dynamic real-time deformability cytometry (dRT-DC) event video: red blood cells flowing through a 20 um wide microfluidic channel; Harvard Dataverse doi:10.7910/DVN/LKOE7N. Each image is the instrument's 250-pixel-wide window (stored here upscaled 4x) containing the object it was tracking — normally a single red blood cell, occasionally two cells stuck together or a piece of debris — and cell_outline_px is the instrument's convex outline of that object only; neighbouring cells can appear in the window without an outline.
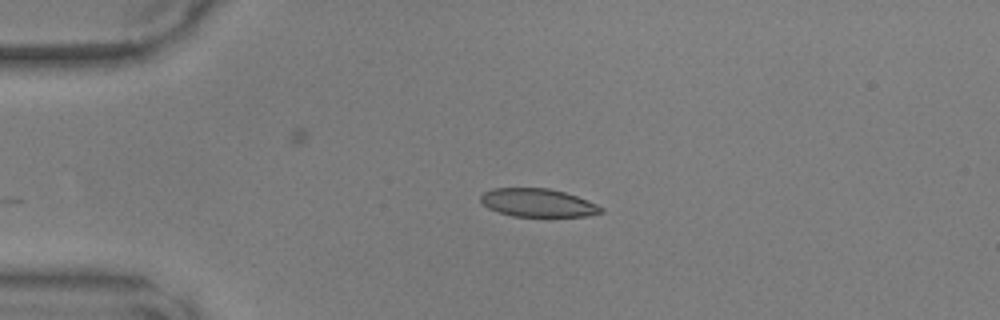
{"species": "common noctule bat (a hibernating species)", "species_latin": "Nyctalus noctula", "temperature_condition": "warm", "stored_images_in_passage": 39, "camera_frame_rate_fps": 3000, "um_per_image_px": 0.085, "animal": {"sex": "male", "body_mass_g": 17.9, "forearm_length_mm": 54.2}, "frame": {"image": 1, "passage_image": 1, "time_ms": 0.0, "image_size_px": [1000, 320], "cell_outline_px": [[604, 212], [588, 216], [512, 216], [488, 208], [480, 200], [480, 196], [484, 192], [492, 188], [548, 188], [564, 192], [588, 200], [604, 208]], "centroid_in_image_um": [45.73, 17.23], "position_along_channel_um": 39.3, "area_um2": 19.71}}
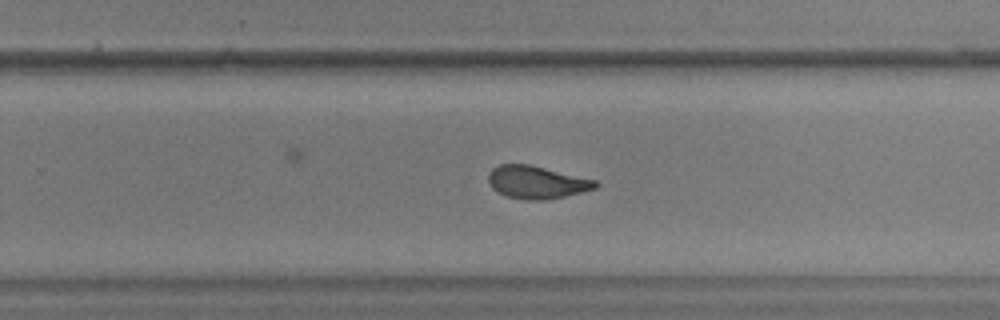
{"frame": {"image": 2, "passage_image": 21, "time_ms": 6.667, "image_size_px": [1000, 320], "cell_outline_px": [[600, 184], [596, 188], [564, 196], [544, 200], [524, 200], [508, 196], [492, 188], [488, 180], [488, 172], [492, 168], [500, 164], [528, 164], [596, 180]], "centroid_in_image_um": [45.6, 15.48], "position_along_channel_um": 284.2, "area_um2": 20.23}}
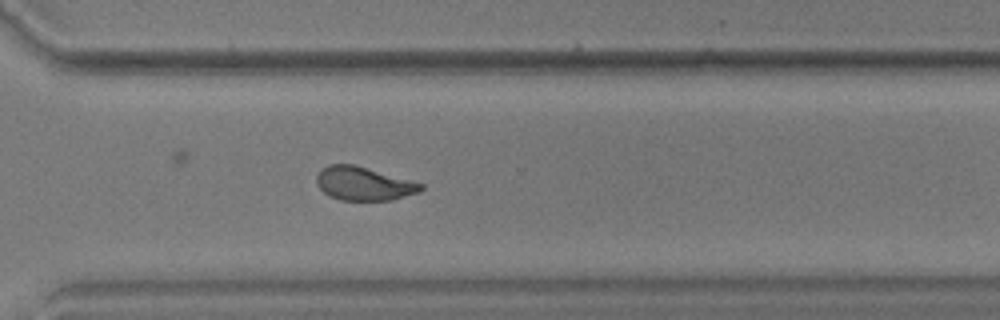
{"frame": {"image": 3, "passage_image": 25, "time_ms": 8.0, "image_size_px": [1000, 320], "cell_outline_px": [[424, 188], [420, 192], [392, 200], [340, 200], [324, 192], [316, 184], [316, 176], [328, 164], [352, 164], [424, 184]], "centroid_in_image_um": [30.93, 15.62], "position_along_channel_um": 339.7, "area_um2": 20.11}}